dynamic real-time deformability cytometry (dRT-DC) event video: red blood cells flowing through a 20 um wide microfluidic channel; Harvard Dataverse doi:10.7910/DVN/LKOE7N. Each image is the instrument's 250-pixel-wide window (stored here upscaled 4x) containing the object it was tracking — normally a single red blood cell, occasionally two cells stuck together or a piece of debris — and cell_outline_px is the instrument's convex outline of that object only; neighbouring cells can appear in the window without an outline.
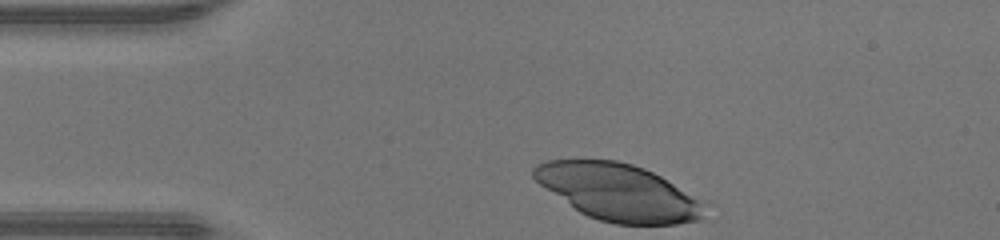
{"species": "human", "species_latin": "Homo sapiens", "temperature_condition": "warm", "stored_images_in_passage": 30, "camera_frame_rate_fps": 3000, "um_per_image_px": 0.085, "donor": {"sex": "male"}, "frame": {"image": 1, "passage_image": 1, "time_ms": 0.0, "image_size_px": [1000, 240], "cell_outline_px": [[700, 220], [676, 224], [616, 224], [600, 220], [588, 216], [580, 212], [540, 184], [532, 176], [532, 168], [536, 164], [548, 160], [616, 160], [632, 164], [644, 168], [660, 176], [696, 200], [700, 204]], "centroid_in_image_um": [52.44, 16.32], "position_along_channel_um": 32.6, "area_um2": 54.97}}